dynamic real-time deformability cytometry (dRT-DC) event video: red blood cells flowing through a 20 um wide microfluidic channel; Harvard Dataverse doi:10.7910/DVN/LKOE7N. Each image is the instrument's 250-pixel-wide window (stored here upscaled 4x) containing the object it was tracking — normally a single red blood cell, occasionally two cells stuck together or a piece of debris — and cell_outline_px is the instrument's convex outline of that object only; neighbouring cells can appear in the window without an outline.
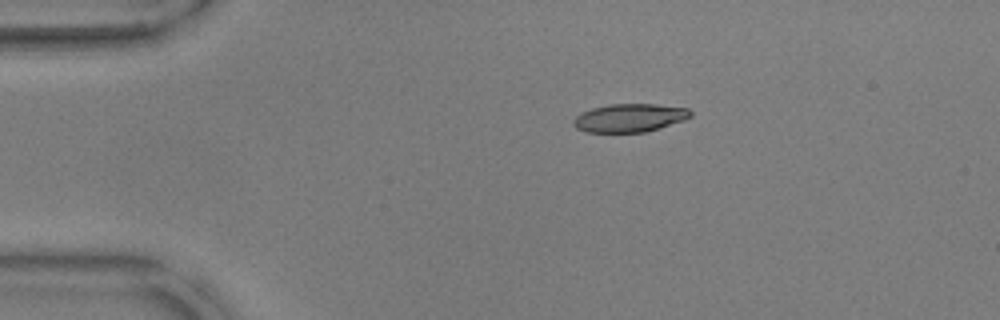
{"species": "common noctule bat (a hibernating species)", "species_latin": "Nyctalus noctula", "temperature_condition": "warm", "stored_images_in_passage": 46, "camera_frame_rate_fps": 3000, "um_per_image_px": 0.085, "animal": {"sex": "male", "body_mass_g": 17.9, "forearm_length_mm": 54.2}, "frame": {"image": 1, "passage_image": 1, "time_ms": 0.0, "image_size_px": [1000, 320], "cell_outline_px": [[692, 116], [684, 120], [660, 128], [644, 132], [584, 132], [576, 128], [572, 124], [572, 120], [576, 116], [592, 108], [608, 104], [656, 104], [688, 108], [692, 112]], "centroid_in_image_um": [53.52, 10.02], "position_along_channel_um": 31.5, "area_um2": 19.36}}
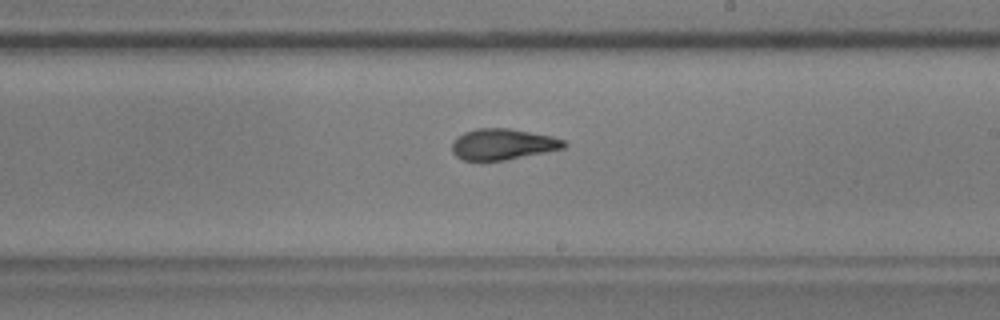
{"frame": {"image": 2, "passage_image": 23, "time_ms": 7.333, "image_size_px": [1000, 320], "cell_outline_px": [[568, 144], [564, 148], [504, 160], [464, 160], [456, 156], [452, 152], [452, 144], [456, 136], [464, 132], [476, 128], [508, 128], [552, 136], [564, 140]], "centroid_in_image_um": [42.71, 12.25], "position_along_channel_um": 246.3, "area_um2": 20.11}}
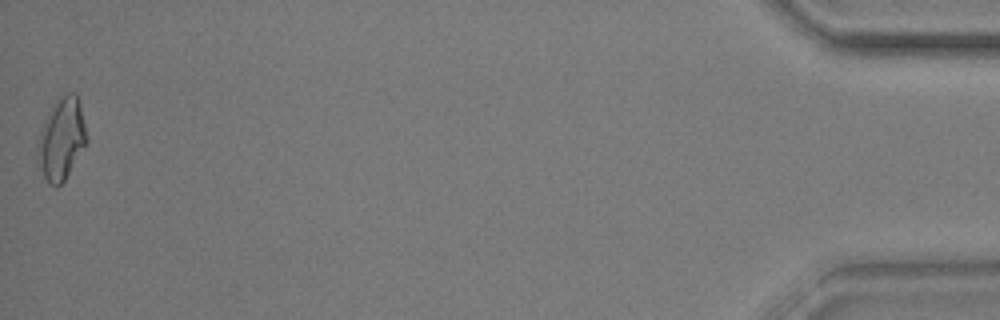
{"frame": {"image": 3, "passage_image": 46, "time_ms": 15.0, "image_size_px": [1000, 320], "cell_outline_px": [[88, 140], [64, 180], [56, 188], [48, 184], [44, 176], [40, 164], [40, 132], [44, 120], [56, 100], [60, 96], [68, 92], [76, 92], [80, 104]], "centroid_in_image_um": [5.27, 11.77], "position_along_channel_um": 429.9, "area_um2": 22.6}, "authors_computed_cell_mechanics": {"area_um2": 20.4901, "velocity_mm_per_s": 3.5997, "shape_relaxation_time_tau1_ms": 7.9502, "shape_relaxation_time_tau2_ms": 2.0736, "deformation_change_tau1": 0.2019, "deformation_change_tau2": 0.0921}}